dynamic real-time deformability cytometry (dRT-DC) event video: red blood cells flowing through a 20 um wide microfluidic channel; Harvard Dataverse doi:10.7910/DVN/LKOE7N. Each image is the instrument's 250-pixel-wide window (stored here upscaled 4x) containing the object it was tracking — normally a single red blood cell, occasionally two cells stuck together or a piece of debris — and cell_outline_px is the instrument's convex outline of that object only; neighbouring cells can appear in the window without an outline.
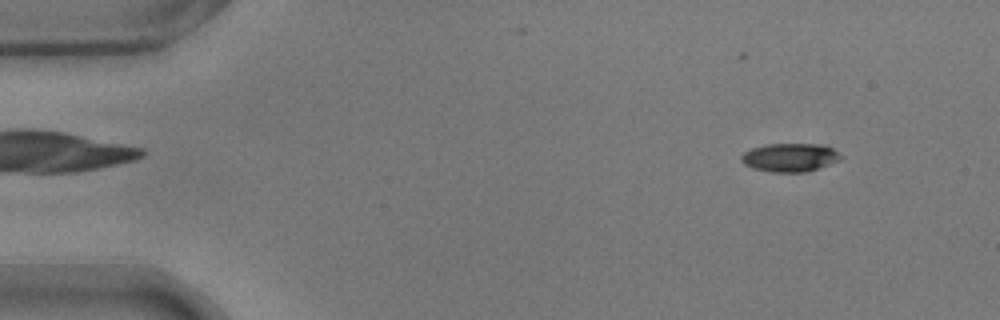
{"species": "common noctule bat (a hibernating species)", "species_latin": "Nyctalus noctula", "temperature_condition": "warm", "stored_images_in_passage": 48, "camera_frame_rate_fps": 3000, "um_per_image_px": 0.085, "animal": {"sex": "male", "body_mass_g": 17.9}, "frame": {"image": 1, "passage_image": 5, "time_ms": 1.333, "image_size_px": [1000, 320], "cell_outline_px": [[844, 156], [828, 164], [804, 172], [772, 172], [752, 168], [744, 164], [740, 160], [740, 156], [744, 152], [752, 148], [768, 144], [824, 144], [832, 148]], "centroid_in_image_um": [67.11, 13.37], "position_along_channel_um": 17.9, "area_um2": 16.36}}
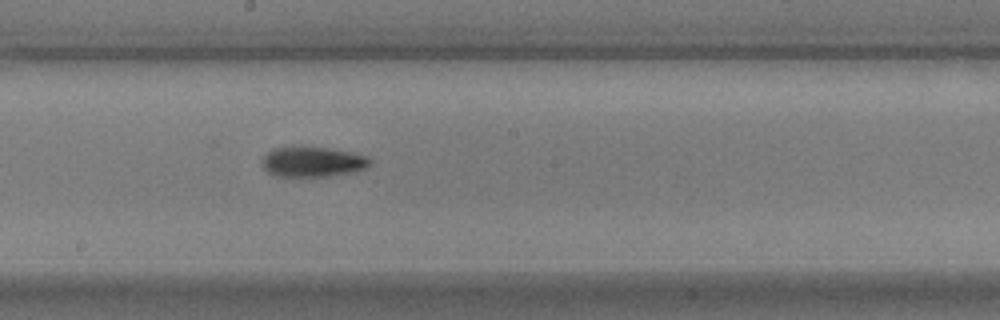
{"frame": {"image": 2, "passage_image": 29, "time_ms": 9.333, "image_size_px": [1000, 320], "cell_outline_px": [[372, 164], [364, 168], [352, 172], [328, 176], [272, 176], [264, 168], [264, 156], [272, 148], [292, 144], [328, 148], [352, 152], [368, 156], [372, 160]], "centroid_in_image_um": [26.57, 13.71], "position_along_channel_um": 221.6, "area_um2": 19.42}}
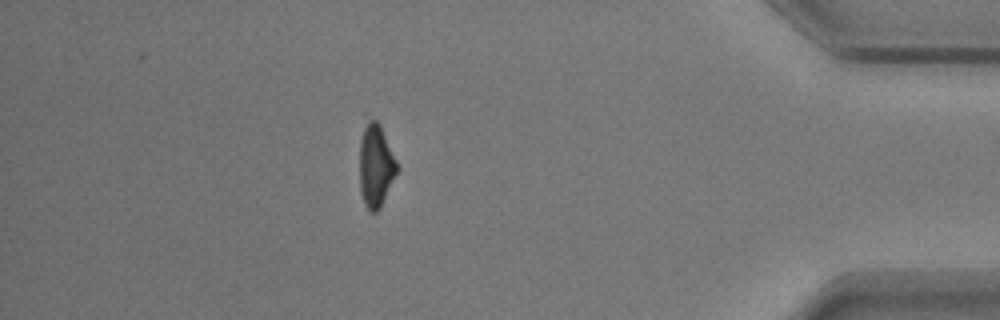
{"frame": {"image": 3, "passage_image": 47, "time_ms": 15.333, "image_size_px": [1000, 320], "cell_outline_px": [[400, 168], [380, 208], [376, 212], [372, 212], [364, 204], [360, 188], [360, 140], [364, 112], [376, 120], [380, 124]], "centroid_in_image_um": [31.93, 13.96], "position_along_channel_um": 403.3, "area_um2": 18.73}}